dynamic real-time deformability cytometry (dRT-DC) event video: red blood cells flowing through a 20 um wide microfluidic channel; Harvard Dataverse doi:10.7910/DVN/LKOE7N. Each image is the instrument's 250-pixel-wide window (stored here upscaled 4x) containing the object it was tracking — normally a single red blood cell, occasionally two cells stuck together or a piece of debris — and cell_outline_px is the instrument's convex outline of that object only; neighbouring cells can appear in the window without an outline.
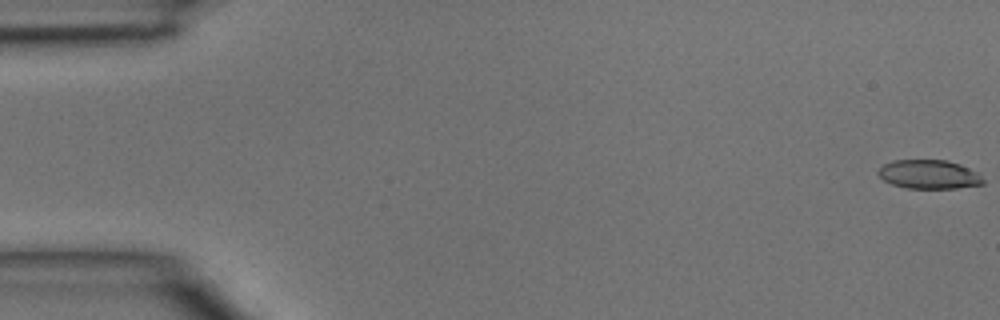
{"species": "common noctule bat (a hibernating species)", "species_latin": "Nyctalus noctula", "temperature_condition": "room temperature", "stored_images_in_passage": 4, "camera_frame_rate_fps": 3000, "um_per_image_px": 0.085, "animal": {"sex": "male", "body_mass_g": 15.6}, "frame": {"image": 1, "passage_image": 1, "time_ms": 0.0, "image_size_px": [1000, 320], "cell_outline_px": [[984, 184], [956, 188], [908, 188], [892, 184], [884, 180], [876, 172], [884, 164], [892, 160], [948, 160], [960, 164], [976, 172], [984, 180]], "centroid_in_image_um": [78.95, 14.82], "position_along_channel_um": 6.0, "area_um2": 17.57}}
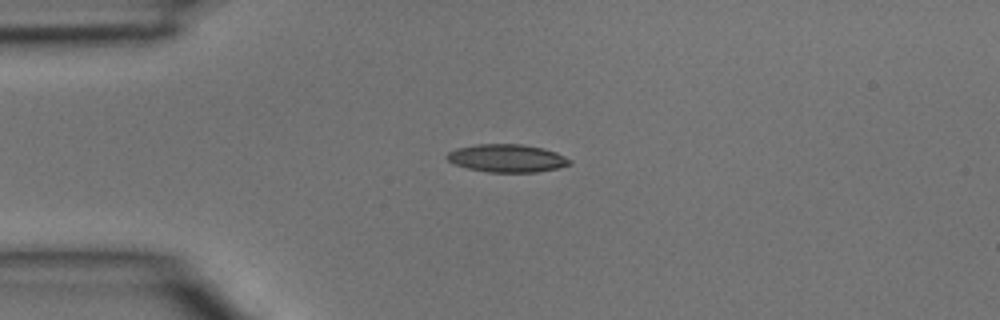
{"frame": {"image": 2, "passage_image": 3, "time_ms": 0.667, "image_size_px": [1000, 320], "cell_outline_px": [[572, 164], [556, 168], [536, 172], [488, 172], [468, 168], [456, 164], [448, 160], [444, 156], [448, 152], [456, 148], [476, 144], [520, 144], [544, 148], [556, 152], [572, 160]], "centroid_in_image_um": [43.09, 13.44], "position_along_channel_um": 41.9, "area_um2": 19.94}}